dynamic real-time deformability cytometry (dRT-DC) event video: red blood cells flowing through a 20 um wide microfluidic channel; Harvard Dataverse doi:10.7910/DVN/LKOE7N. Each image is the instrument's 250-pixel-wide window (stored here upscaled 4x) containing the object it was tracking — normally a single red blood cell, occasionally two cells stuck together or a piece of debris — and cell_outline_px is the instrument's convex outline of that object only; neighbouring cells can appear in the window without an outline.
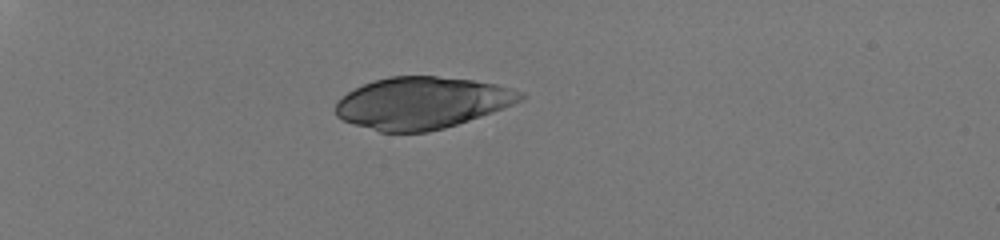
{"species": "human", "species_latin": "Homo sapiens", "temperature_condition": "room temperature", "stored_images_in_passage": 37, "camera_frame_rate_fps": 3000, "um_per_image_px": 0.085, "donor": {"sex": "male"}, "frame": {"image": 1, "passage_image": 1, "time_ms": 0.0, "image_size_px": [1000, 240], "cell_outline_px": [[524, 100], [492, 112], [444, 128], [428, 132], [380, 132], [352, 124], [336, 116], [336, 104], [348, 92], [364, 84], [376, 80], [392, 76], [436, 76], [472, 80], [496, 84], [512, 88], [524, 92]], "centroid_in_image_um": [35.89, 8.75], "position_along_channel_um": 49.1, "area_um2": 55.49}}